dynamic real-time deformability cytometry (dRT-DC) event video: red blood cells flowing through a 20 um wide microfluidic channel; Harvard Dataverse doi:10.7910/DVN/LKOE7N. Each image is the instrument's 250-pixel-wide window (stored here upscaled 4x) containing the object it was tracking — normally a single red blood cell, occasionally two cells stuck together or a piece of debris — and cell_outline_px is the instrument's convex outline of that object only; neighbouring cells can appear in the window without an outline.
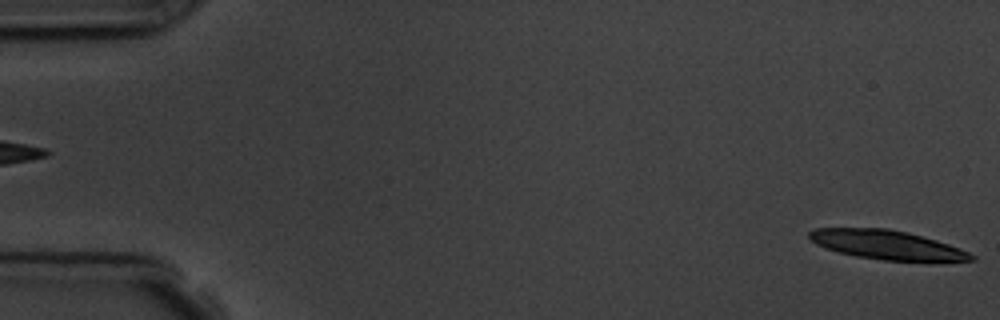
{"species": "common noctule bat (a hibernating species)", "species_latin": "Nyctalus noctula", "temperature_condition": "room temperature", "stored_images_in_passage": 3, "camera_frame_rate_fps": 3000, "um_per_image_px": 0.085, "animal": {"sex": "male", "body_mass_g": 19.5, "forearm_length_mm": 54.6}, "frame": {"image": 1, "passage_image": 3, "time_ms": 2.333, "image_size_px": [1000, 320], "cell_outline_px": [[976, 260], [884, 260], [856, 256], [840, 252], [816, 244], [808, 236], [808, 232], [812, 228], [888, 228], [908, 232], [936, 240], [960, 248], [976, 256]], "centroid_in_image_um": [75.35, 20.79], "position_along_channel_um": 9.7, "area_um2": 26.99}}